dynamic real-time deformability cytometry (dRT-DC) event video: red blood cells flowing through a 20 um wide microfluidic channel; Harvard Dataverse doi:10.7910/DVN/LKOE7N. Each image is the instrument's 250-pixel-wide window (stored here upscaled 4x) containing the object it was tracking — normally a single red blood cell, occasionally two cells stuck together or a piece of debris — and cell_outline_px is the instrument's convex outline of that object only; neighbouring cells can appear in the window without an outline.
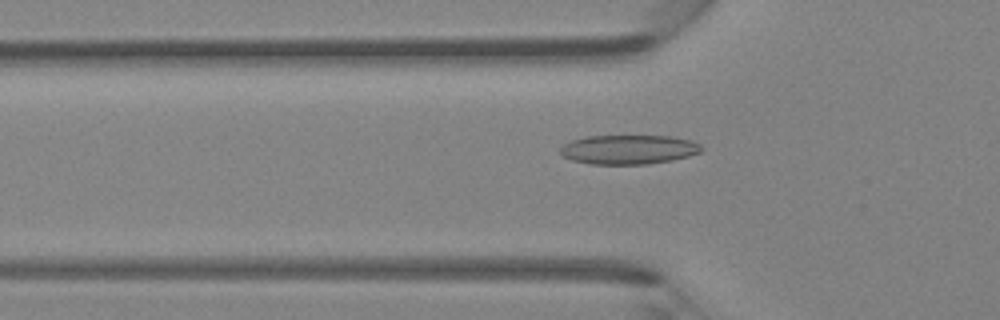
{"species": "Egyptian fruit bat (a non-hibernating species)", "species_latin": "Rousettus aegyptiacus", "temperature_condition": "room temperature", "stored_images_in_passage": 45, "camera_frame_rate_fps": 3000, "um_per_image_px": 0.085, "animal": {"sex": "female"}, "frame": {"image": 1, "passage_image": 14, "time_ms": 4.333, "image_size_px": [1000, 320], "cell_outline_px": [[704, 148], [700, 152], [688, 156], [672, 160], [648, 164], [592, 164], [572, 160], [564, 156], [560, 152], [560, 148], [564, 144], [572, 140], [588, 136], [672, 136], [692, 140], [700, 144]], "centroid_in_image_um": [53.47, 12.7], "position_along_channel_um": 72.3, "area_um2": 24.1}}
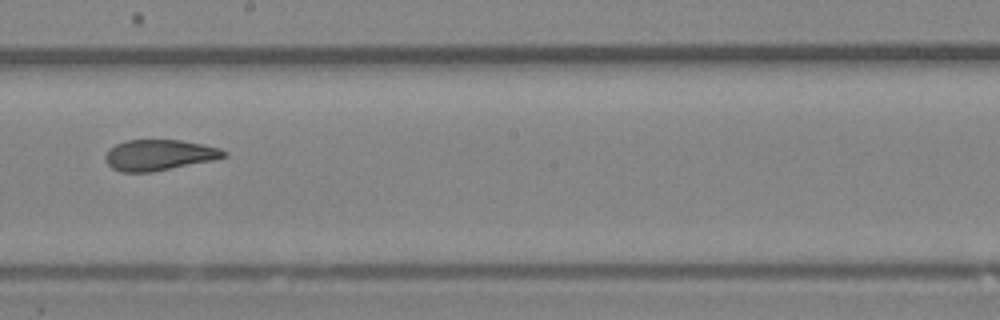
{"frame": {"image": 2, "passage_image": 25, "time_ms": 8.0, "image_size_px": [1000, 320], "cell_outline_px": [[228, 156], [212, 160], [152, 172], [120, 172], [112, 168], [108, 164], [104, 156], [116, 144], [128, 140], [180, 140], [220, 148], [228, 152]], "centroid_in_image_um": [13.54, 13.18], "position_along_channel_um": 234.7, "area_um2": 21.04}}
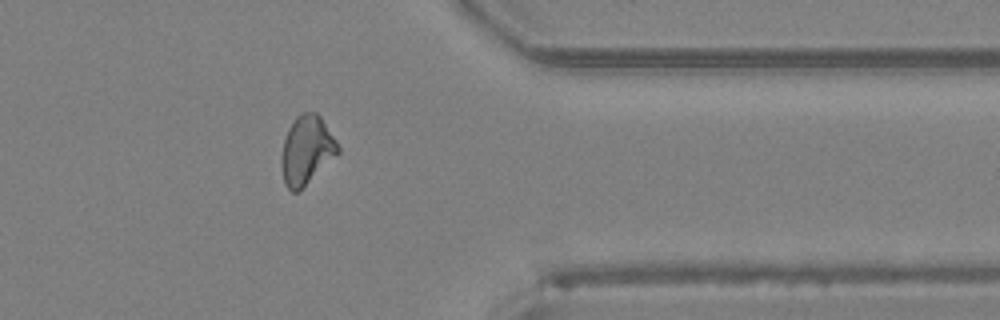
{"frame": {"image": 3, "passage_image": 36, "time_ms": 11.667, "image_size_px": [1000, 320], "cell_outline_px": [[340, 152], [296, 192], [292, 192], [284, 184], [280, 164], [280, 160], [284, 140], [288, 128], [296, 116], [300, 112], [316, 112], [320, 116], [336, 140], [340, 148]], "centroid_in_image_um": [26.04, 12.73], "position_along_channel_um": 385.4, "area_um2": 22.37}}